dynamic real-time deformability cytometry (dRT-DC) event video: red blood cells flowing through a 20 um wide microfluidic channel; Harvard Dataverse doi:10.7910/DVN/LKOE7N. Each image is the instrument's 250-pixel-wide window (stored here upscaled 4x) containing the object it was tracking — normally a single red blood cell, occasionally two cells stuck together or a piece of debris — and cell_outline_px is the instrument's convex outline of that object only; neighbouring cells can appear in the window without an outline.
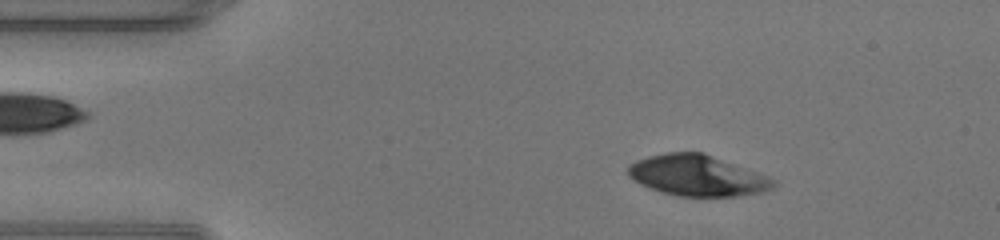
{"species": "human", "species_latin": "Homo sapiens", "temperature_condition": "warm", "stored_images_in_passage": 46, "camera_frame_rate_fps": 3000, "um_per_image_px": 0.085, "donor": {"sex": "male"}, "frame": {"image": 1, "passage_image": 6, "time_ms": 1.667, "image_size_px": [1000, 240], "cell_outline_px": [[776, 188], [764, 192], [736, 196], [680, 196], [664, 192], [640, 184], [628, 176], [628, 164], [636, 160], [648, 156], [668, 152], [704, 152], [768, 176], [776, 180]], "centroid_in_image_um": [59.3, 14.91], "position_along_channel_um": 25.7, "area_um2": 34.68}}
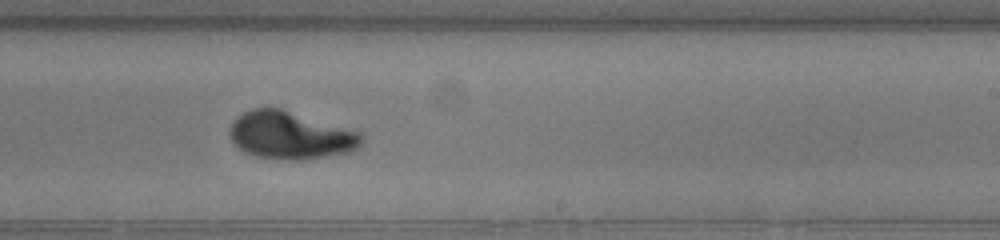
{"frame": {"image": 2, "passage_image": 27, "time_ms": 8.667, "image_size_px": [1000, 240], "cell_outline_px": [[364, 136], [360, 144], [356, 148], [348, 152], [304, 160], [280, 160], [256, 156], [244, 152], [232, 144], [228, 132], [228, 128], [244, 112], [252, 108], [280, 108], [360, 132]], "centroid_in_image_um": [24.64, 11.52], "position_along_channel_um": 264.4, "area_um2": 36.53}}
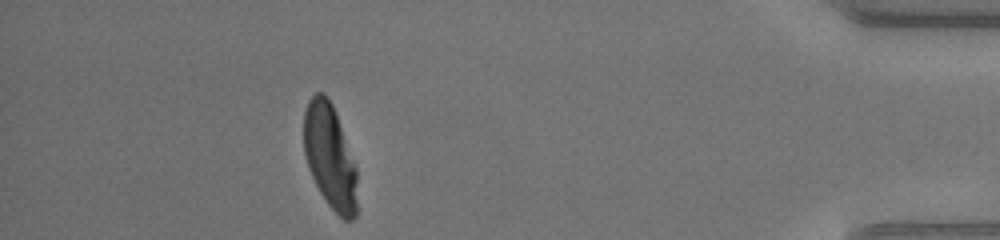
{"frame": {"image": 3, "passage_image": 41, "time_ms": 13.333, "image_size_px": [1000, 240], "cell_outline_px": [[356, 216], [352, 220], [344, 220], [328, 204], [320, 192], [308, 168], [304, 152], [304, 112], [308, 100], [316, 92], [324, 92], [328, 96], [332, 104], [356, 164]], "centroid_in_image_um": [28.04, 13.28], "position_along_channel_um": 407.2, "area_um2": 32.43}, "authors_computed_cell_mechanics": {"area_um2": 35.6048, "velocity_mm_per_s": 4.3373, "shape_relaxation_time_tau1_ms": 3.4792, "shape_relaxation_time_tau2_ms": 0.5853, "deformation_change_tau1": 0.2356, "deformation_change_tau2": 0.0424}}